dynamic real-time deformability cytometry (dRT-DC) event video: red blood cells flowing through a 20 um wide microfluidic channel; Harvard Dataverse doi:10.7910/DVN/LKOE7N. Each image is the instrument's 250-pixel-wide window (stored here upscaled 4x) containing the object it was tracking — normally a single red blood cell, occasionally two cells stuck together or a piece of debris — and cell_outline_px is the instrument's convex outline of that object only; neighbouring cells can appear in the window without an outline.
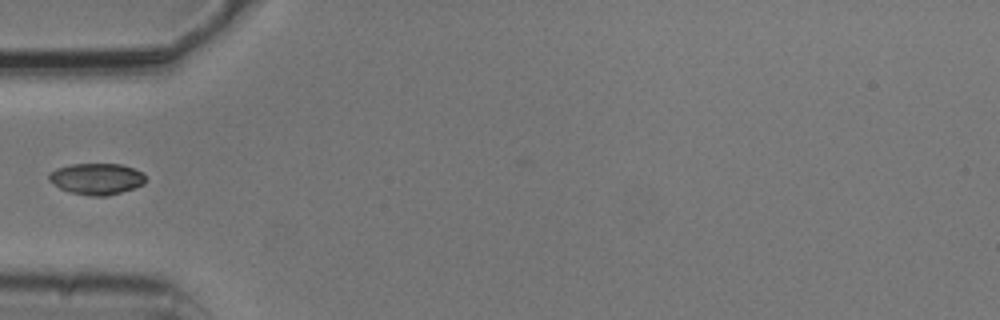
{"species": "common noctule bat (a hibernating species)", "species_latin": "Nyctalus noctula", "temperature_condition": "cold", "stored_images_in_passage": 6, "camera_frame_rate_fps": 3000, "um_per_image_px": 0.085, "animal": {"sex": "male", "body_mass_g": 20.5, "forearm_length_mm": 52.5}, "frame": {"image": 1, "passage_image": 6, "time_ms": 1.667, "image_size_px": [1000, 320], "cell_outline_px": [[144, 184], [108, 196], [92, 196], [72, 192], [60, 188], [48, 180], [48, 172], [56, 168], [72, 164], [120, 164], [132, 168], [140, 172], [144, 176]], "centroid_in_image_um": [8.16, 15.19], "position_along_channel_um": 76.8, "area_um2": 17.4}}